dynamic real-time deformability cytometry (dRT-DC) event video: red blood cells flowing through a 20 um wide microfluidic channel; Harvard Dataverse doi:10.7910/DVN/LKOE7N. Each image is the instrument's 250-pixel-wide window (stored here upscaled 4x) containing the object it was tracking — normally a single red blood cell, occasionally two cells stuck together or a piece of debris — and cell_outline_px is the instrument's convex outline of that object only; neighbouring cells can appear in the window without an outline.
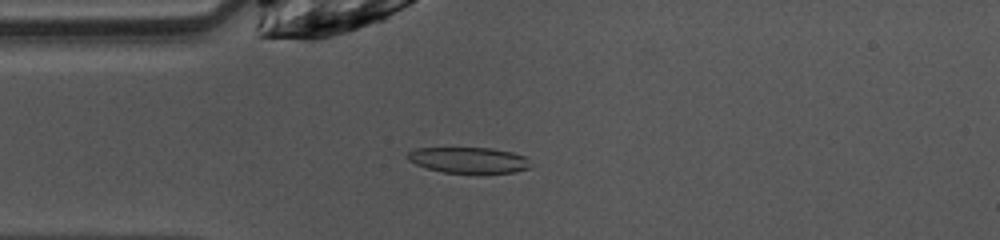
{"species": "common noctule bat (a hibernating species)", "species_latin": "Nyctalus noctula", "temperature_condition": "warm", "stored_images_in_passage": 43, "camera_frame_rate_fps": 3000, "um_per_image_px": 0.085, "animal": {"sex": "female", "body_mass_g": 10.0, "forearm_length_mm": 53.1}, "frame": {"image": 1, "passage_image": 11, "time_ms": 3.333, "image_size_px": [1000, 240], "cell_outline_px": [[528, 168], [516, 172], [484, 176], [480, 176], [444, 172], [428, 168], [416, 164], [408, 160], [404, 156], [408, 152], [416, 148], [492, 148], [512, 152], [524, 156]], "centroid_in_image_um": [39.81, 13.65], "position_along_channel_um": 45.2, "area_um2": 19.19}}
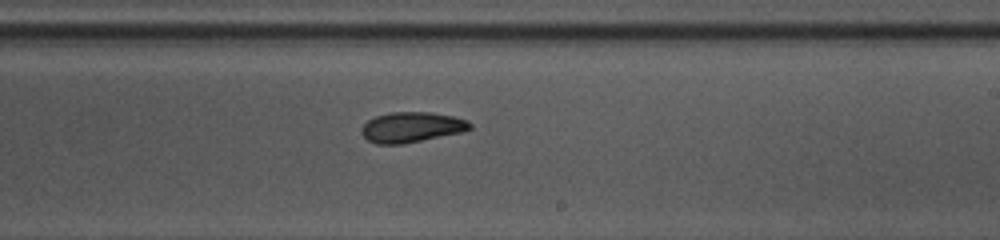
{"frame": {"image": 2, "passage_image": 27, "time_ms": 8.667, "image_size_px": [1000, 240], "cell_outline_px": [[472, 128], [460, 132], [404, 144], [376, 144], [368, 140], [360, 132], [364, 124], [368, 120], [376, 116], [392, 112], [432, 112], [452, 116], [468, 120], [472, 124]], "centroid_in_image_um": [34.98, 10.81], "position_along_channel_um": 254.0, "area_um2": 19.07}}
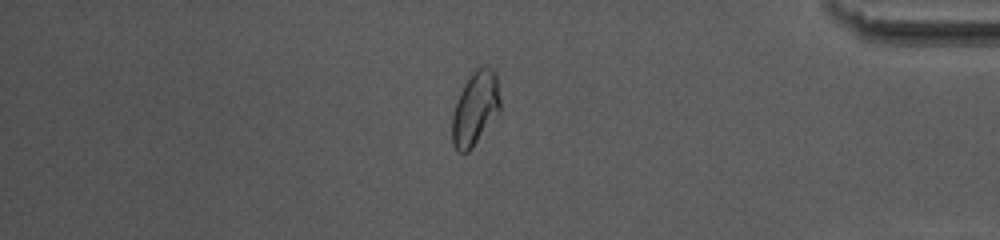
{"frame": {"image": 3, "passage_image": 40, "time_ms": 13.0, "image_size_px": [1000, 240], "cell_outline_px": [[500, 112], [472, 148], [468, 152], [460, 152], [452, 144], [452, 116], [456, 100], [464, 84], [472, 72], [476, 68], [492, 68], [496, 76], [500, 100]], "centroid_in_image_um": [40.39, 9.24], "position_along_channel_um": 394.8, "area_um2": 20.52}, "authors_computed_cell_mechanics": {"area_um2": 19.5364, "velocity_mm_per_s": 4.0505, "shape_relaxation_time_tau1_ms": 5.6954, "shape_relaxation_time_tau2_ms": 2.6236, "deformation_change_tau1": 0.1541, "deformation_change_tau2": 0.0838}}